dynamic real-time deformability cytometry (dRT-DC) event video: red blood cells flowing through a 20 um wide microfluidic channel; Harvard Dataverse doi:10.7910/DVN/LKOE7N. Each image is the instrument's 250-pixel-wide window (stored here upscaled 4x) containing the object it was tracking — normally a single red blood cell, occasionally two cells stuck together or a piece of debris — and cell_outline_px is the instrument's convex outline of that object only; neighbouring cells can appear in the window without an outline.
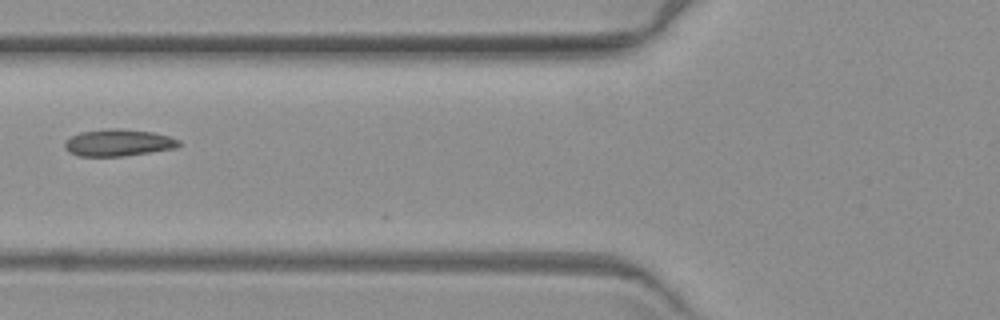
{"species": "common noctule bat (a hibernating species)", "species_latin": "Nyctalus noctula", "temperature_condition": "warm", "stored_images_in_passage": 3, "camera_frame_rate_fps": 3000, "um_per_image_px": 0.085, "animal": {"sex": "female", "body_mass_g": 19.3, "forearm_length_mm": 54.1}, "frame": {"image": 1, "passage_image": 3, "time_ms": 2.333, "image_size_px": [1000, 320], "cell_outline_px": [[180, 144], [176, 148], [124, 156], [76, 156], [68, 152], [64, 148], [64, 144], [72, 136], [80, 132], [112, 128], [116, 128], [152, 132], [168, 136], [180, 140]], "centroid_in_image_um": [10.04, 12.14], "position_along_channel_um": 115.8, "area_um2": 17.8}}